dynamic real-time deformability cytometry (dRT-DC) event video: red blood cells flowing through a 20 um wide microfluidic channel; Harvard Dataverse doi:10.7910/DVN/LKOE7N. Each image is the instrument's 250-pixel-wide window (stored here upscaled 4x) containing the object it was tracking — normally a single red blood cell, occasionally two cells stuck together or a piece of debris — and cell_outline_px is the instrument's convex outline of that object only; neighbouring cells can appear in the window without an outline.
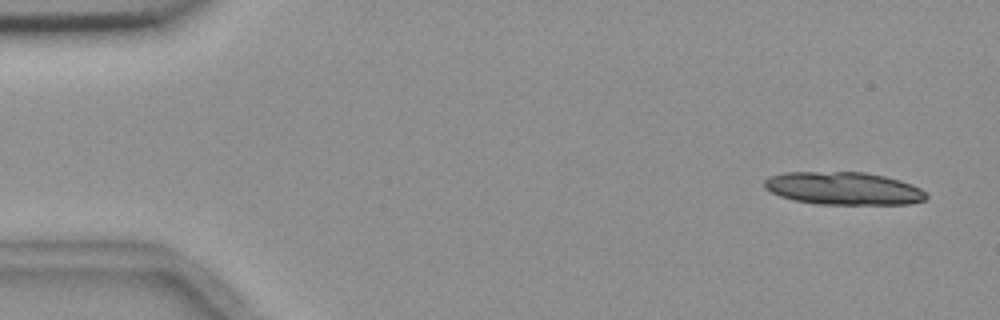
{"species": "common noctule bat (a hibernating species)", "species_latin": "Nyctalus noctula", "temperature_condition": "room temperature", "stored_images_in_passage": 7, "camera_frame_rate_fps": 3000, "um_per_image_px": 0.085, "animal": {"sex": "female", "body_mass_g": 18.4}, "frame": {"image": 1, "passage_image": 1, "time_ms": 0.0, "image_size_px": [1000, 320], "cell_outline_px": [[928, 196], [924, 200], [912, 204], [816, 204], [792, 200], [780, 196], [764, 188], [764, 180], [768, 176], [784, 172], [864, 172], [884, 176], [900, 180], [912, 184], [920, 188]], "centroid_in_image_um": [71.68, 16.01], "position_along_channel_um": 13.3, "area_um2": 31.1}}
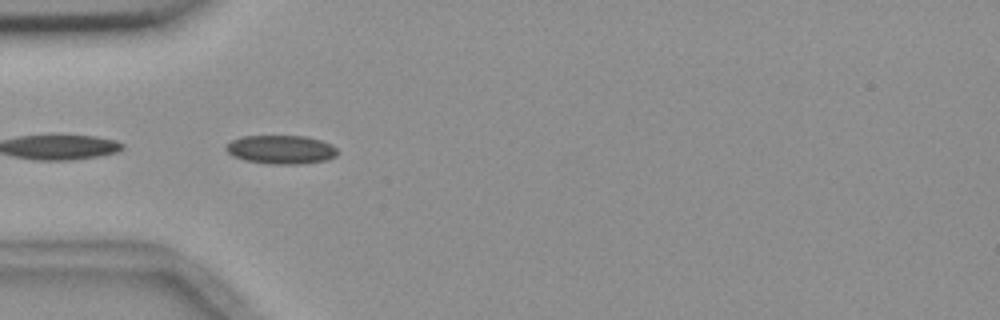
{"frame": {"image": 2, "passage_image": 5, "time_ms": 4.667, "image_size_px": [1000, 320], "cell_outline_px": [[336, 156], [328, 160], [300, 164], [268, 164], [244, 160], [232, 156], [224, 148], [232, 140], [240, 136], [308, 136], [332, 144], [336, 148]], "centroid_in_image_um": [23.88, 12.71], "position_along_channel_um": 61.1, "area_um2": 18.79}}
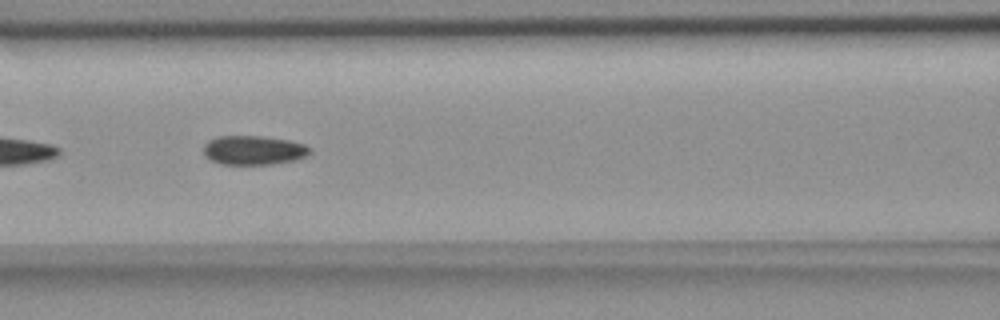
{"frame": {"image": 3, "passage_image": 7, "time_ms": 7.0, "image_size_px": [1000, 320], "cell_outline_px": [[312, 152], [296, 160], [272, 164], [220, 164], [204, 156], [204, 144], [208, 140], [216, 136], [264, 136], [288, 140], [304, 144], [312, 148]], "centroid_in_image_um": [21.55, 12.76], "position_along_channel_um": 145.0, "area_um2": 18.21}}